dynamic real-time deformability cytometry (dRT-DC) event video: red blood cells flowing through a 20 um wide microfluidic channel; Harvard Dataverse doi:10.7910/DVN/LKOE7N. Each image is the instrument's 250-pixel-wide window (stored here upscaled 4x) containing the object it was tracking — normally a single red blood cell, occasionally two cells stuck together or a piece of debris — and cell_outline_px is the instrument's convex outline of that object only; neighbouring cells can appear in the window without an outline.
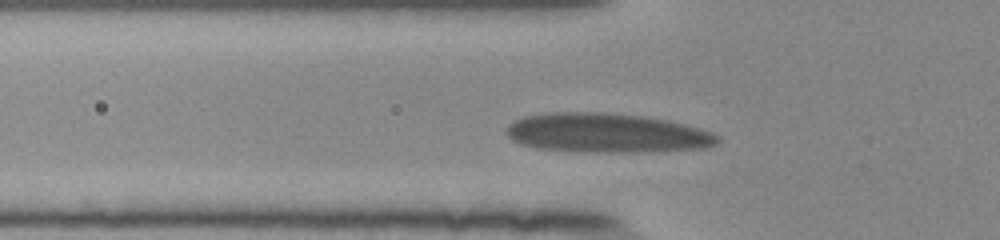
{"species": "human", "species_latin": "Homo sapiens", "temperature_condition": "room temperature", "stored_images_in_passage": 33, "camera_frame_rate_fps": 3000, "um_per_image_px": 0.085, "donor": {"sex": "female"}, "frame": {"image": 1, "passage_image": 4, "time_ms": 1.0, "image_size_px": [1000, 240], "cell_outline_px": [[720, 140], [716, 144], [704, 148], [612, 152], [592, 152], [540, 148], [524, 144], [512, 140], [508, 136], [508, 124], [524, 116], [552, 112], [604, 112], [640, 116], [668, 120], [684, 124], [712, 132]], "centroid_in_image_um": [51.55, 11.29], "position_along_channel_um": 74.2, "area_um2": 47.57}}
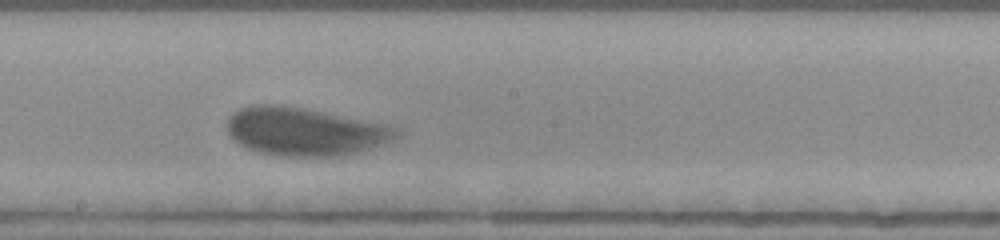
{"frame": {"image": 2, "passage_image": 16, "time_ms": 5.0, "image_size_px": [1000, 240], "cell_outline_px": [[400, 136], [380, 144], [356, 152], [340, 156], [284, 156], [260, 152], [248, 148], [240, 144], [228, 132], [228, 116], [232, 112], [240, 108], [252, 104], [272, 104], [300, 108], [388, 124], [400, 128]], "centroid_in_image_um": [25.91, 11.17], "position_along_channel_um": 222.3, "area_um2": 46.93}}
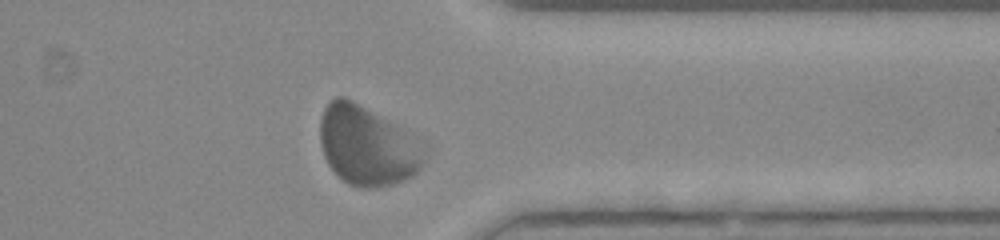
{"frame": {"image": 3, "passage_image": 29, "time_ms": 9.333, "image_size_px": [1000, 240], "cell_outline_px": [[424, 160], [420, 168], [412, 176], [404, 180], [392, 184], [376, 188], [364, 188], [348, 184], [328, 164], [324, 156], [320, 144], [320, 120], [324, 108], [336, 96], [344, 96], [352, 100], [400, 128]], "centroid_in_image_um": [31.07, 12.41], "position_along_channel_um": 380.3, "area_um2": 46.3}, "authors_computed_cell_mechanics": {"area_um2": 46.24, "velocity_mm_per_s": 3.7252, "shape_relaxation_time_tau1_ms": 2.5639, "shape_relaxation_time_tau2_ms": null, "deformation_change_tau1": 0.1587, "deformation_change_tau2": null}}